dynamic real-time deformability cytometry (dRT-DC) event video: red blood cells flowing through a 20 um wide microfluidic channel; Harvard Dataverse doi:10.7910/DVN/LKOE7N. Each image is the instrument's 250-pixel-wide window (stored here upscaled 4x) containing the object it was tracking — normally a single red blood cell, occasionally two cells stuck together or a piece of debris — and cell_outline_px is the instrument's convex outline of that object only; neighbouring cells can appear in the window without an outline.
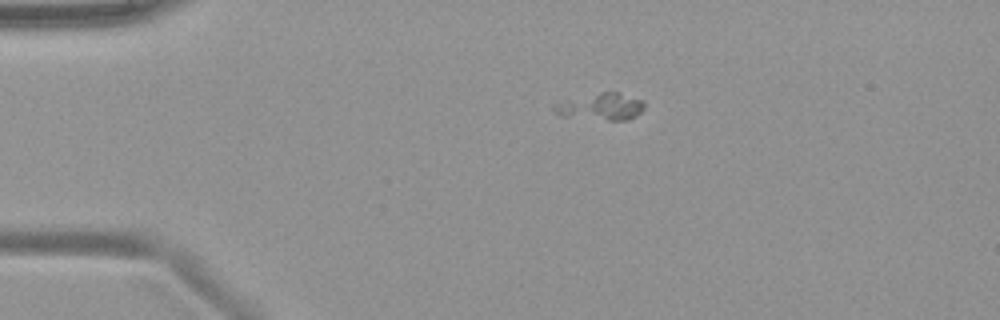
{"species": "common noctule bat (a hibernating species)", "species_latin": "Nyctalus noctula", "temperature_condition": "warm", "stored_images_in_passage": 13, "camera_frame_rate_fps": 3000, "um_per_image_px": 0.085, "animal": {"sex": "female", "body_mass_g": 19.9}, "frame": {"image": 1, "passage_image": 13, "time_ms": 4.0, "image_size_px": [1000, 320], "cell_outline_px": [[644, 108], [636, 116], [628, 120], [608, 120], [560, 116], [552, 108], [552, 104], [600, 92], [620, 92], [644, 100]], "centroid_in_image_um": [51.11, 9.07], "position_along_channel_um": 33.9, "area_um2": 14.1}}